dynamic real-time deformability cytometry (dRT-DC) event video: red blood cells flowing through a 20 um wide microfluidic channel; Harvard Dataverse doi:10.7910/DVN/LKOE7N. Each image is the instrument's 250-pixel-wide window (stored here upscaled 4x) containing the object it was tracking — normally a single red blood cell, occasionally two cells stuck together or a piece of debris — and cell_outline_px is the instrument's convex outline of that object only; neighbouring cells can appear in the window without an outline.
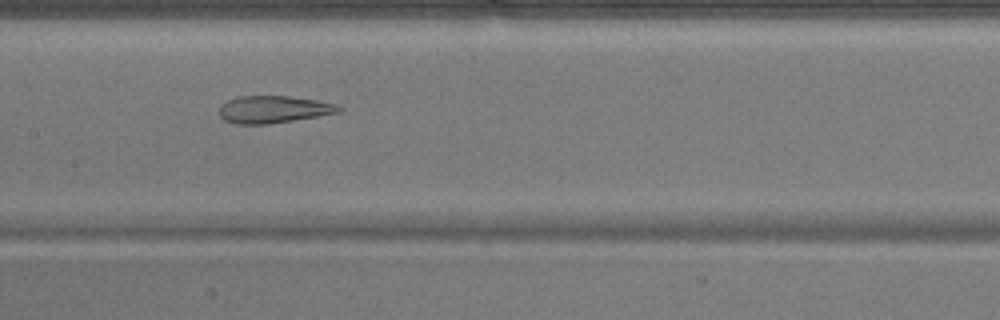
{"species": "common noctule bat (a hibernating species)", "species_latin": "Nyctalus noctula", "temperature_condition": "warm", "stored_images_in_passage": 51, "camera_frame_rate_fps": 3000, "um_per_image_px": 0.085, "animal": {"sex": "male", "body_mass_g": 17.9}, "frame": {"image": 1, "passage_image": 25, "time_ms": 8.0, "image_size_px": [1000, 320], "cell_outline_px": [[344, 108], [340, 112], [268, 124], [236, 124], [224, 120], [220, 116], [220, 104], [236, 96], [288, 96], [316, 100], [336, 104]], "centroid_in_image_um": [23.22, 9.29], "position_along_channel_um": 184.2, "area_um2": 18.9}}
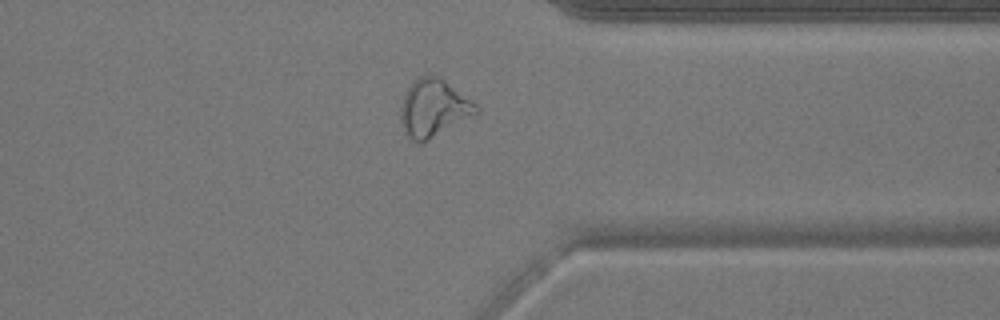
{"frame": {"image": 2, "passage_image": 40, "time_ms": 13.0, "image_size_px": [1000, 320], "cell_outline_px": [[480, 112], [428, 140], [420, 144], [412, 140], [404, 132], [400, 116], [400, 108], [404, 92], [412, 80], [420, 76], [440, 76], [476, 104], [480, 108]], "centroid_in_image_um": [36.83, 9.18], "position_along_channel_um": 374.6, "area_um2": 25.37}}
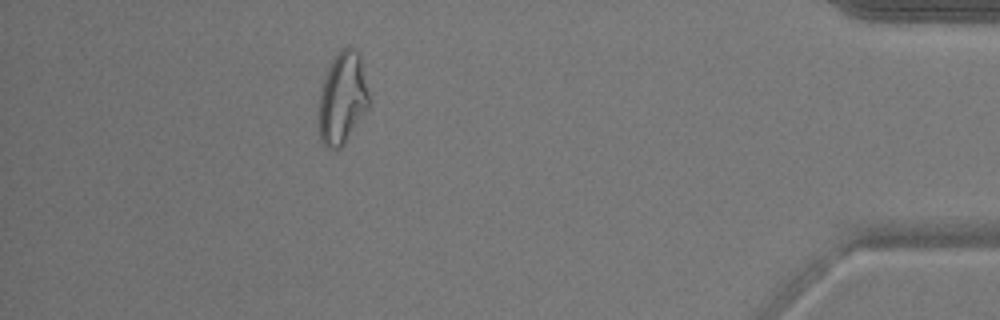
{"frame": {"image": 3, "passage_image": 46, "time_ms": 15.0, "image_size_px": [1000, 320], "cell_outline_px": [[368, 108], [340, 148], [328, 148], [320, 140], [320, 92], [328, 68], [332, 60], [340, 48], [348, 44], [360, 56], [368, 92]], "centroid_in_image_um": [29.11, 8.3], "position_along_channel_um": 406.1, "area_um2": 26.18}, "authors_computed_cell_mechanics": {"area_um2": 25.3742, "velocity_mm_per_s": 3.894, "shape_relaxation_time_tau1_ms": null, "shape_relaxation_time_tau2_ms": 2.4187, "deformation_change_tau1": null, "deformation_change_tau2": 0.1292}}